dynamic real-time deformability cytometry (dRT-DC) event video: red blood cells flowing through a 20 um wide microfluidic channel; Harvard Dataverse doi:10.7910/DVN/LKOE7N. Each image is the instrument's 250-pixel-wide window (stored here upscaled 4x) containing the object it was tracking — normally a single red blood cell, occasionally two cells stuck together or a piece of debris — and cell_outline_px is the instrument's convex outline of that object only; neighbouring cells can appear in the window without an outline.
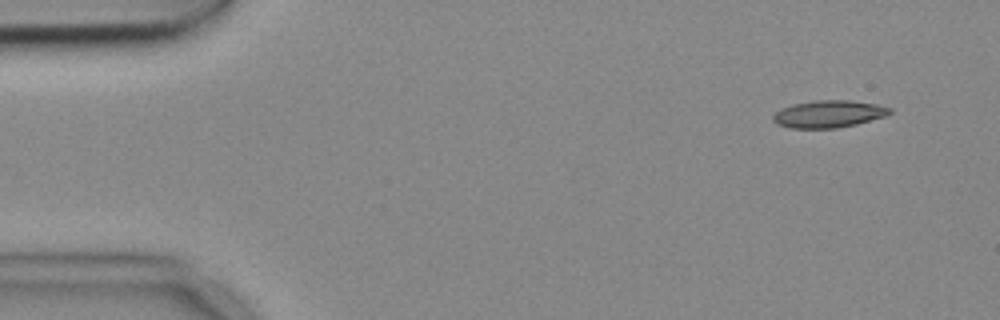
{"species": "common noctule bat (a hibernating species)", "species_latin": "Nyctalus noctula", "temperature_condition": "cold", "stored_images_in_passage": 4, "camera_frame_rate_fps": 3000, "um_per_image_px": 0.085, "animal": {"sex": "female", "body_mass_g": 18.4}, "frame": {"image": 1, "passage_image": 1, "time_ms": 0.0, "image_size_px": [1000, 320], "cell_outline_px": [[892, 112], [884, 116], [856, 124], [836, 128], [792, 128], [776, 124], [772, 120], [772, 116], [780, 108], [796, 104], [816, 100], [848, 100], [876, 104], [892, 108]], "centroid_in_image_um": [70.42, 9.69], "position_along_channel_um": 14.6, "area_um2": 18.38}}
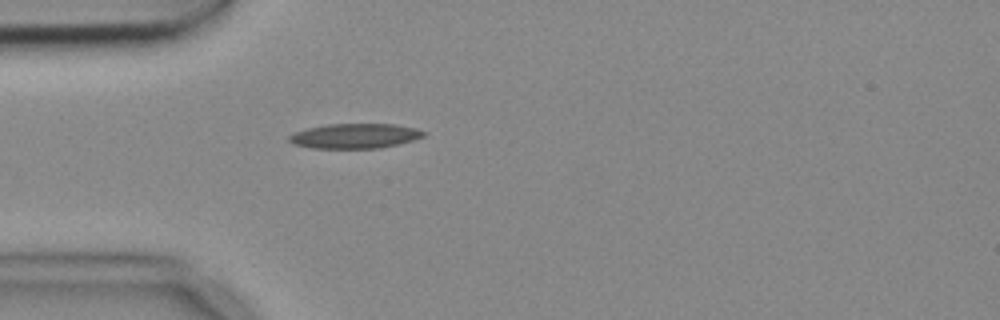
{"frame": {"image": 2, "passage_image": 4, "time_ms": 1.0, "image_size_px": [1000, 320], "cell_outline_px": [[428, 132], [424, 136], [412, 140], [380, 148], [312, 148], [292, 144], [288, 140], [288, 136], [296, 132], [308, 128], [328, 124], [396, 124], [416, 128]], "centroid_in_image_um": [30.17, 11.55], "position_along_channel_um": 54.8, "area_um2": 19.42}}